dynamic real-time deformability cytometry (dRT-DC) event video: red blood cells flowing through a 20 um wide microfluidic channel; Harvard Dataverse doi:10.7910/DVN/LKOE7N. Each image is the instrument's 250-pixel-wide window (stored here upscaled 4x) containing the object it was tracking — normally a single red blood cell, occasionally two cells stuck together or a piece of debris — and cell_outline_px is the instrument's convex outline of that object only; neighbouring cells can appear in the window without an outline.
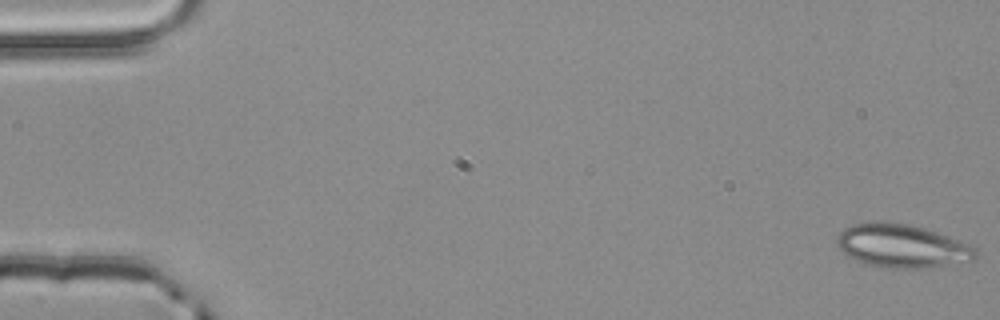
{"species": "common noctule bat (a hibernating species)", "species_latin": "Nyctalus noctula", "temperature_condition": "room temperature", "stored_images_in_passage": 54, "camera_frame_rate_fps": 3000, "um_per_image_px": 0.085, "animal": {"sex": "male", "body_mass_g": 20.4}, "frame": {"image": 1, "passage_image": 1, "time_ms": 0.0, "image_size_px": [1000, 320], "cell_outline_px": [[980, 256], [976, 260], [920, 268], [884, 268], [864, 264], [848, 256], [840, 248], [836, 240], [836, 236], [844, 228], [852, 224], [880, 220], [884, 220], [908, 224], [924, 228], [936, 232], [968, 244], [976, 248]], "centroid_in_image_um": [76.65, 20.9], "position_along_channel_um": 8.3, "area_um2": 35.26}}
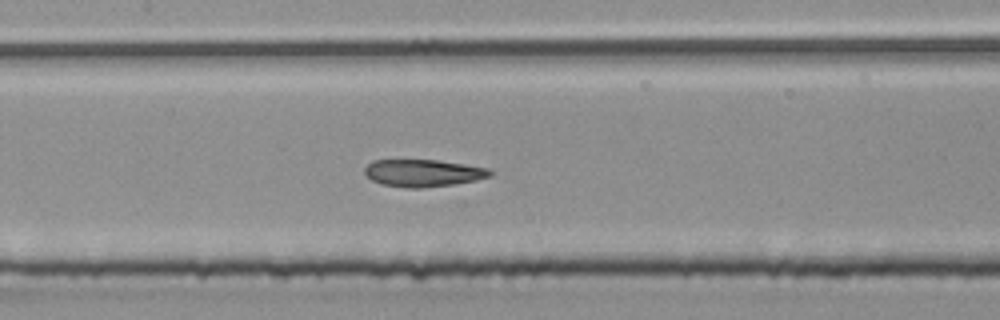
{"frame": {"image": 2, "passage_image": 26, "time_ms": 8.333, "image_size_px": [1000, 320], "cell_outline_px": [[492, 176], [476, 180], [452, 184], [424, 188], [404, 188], [380, 184], [372, 180], [364, 172], [364, 168], [372, 160], [440, 160], [488, 168], [492, 172]], "centroid_in_image_um": [35.95, 14.71], "position_along_channel_um": 171.4, "area_um2": 20.0}}
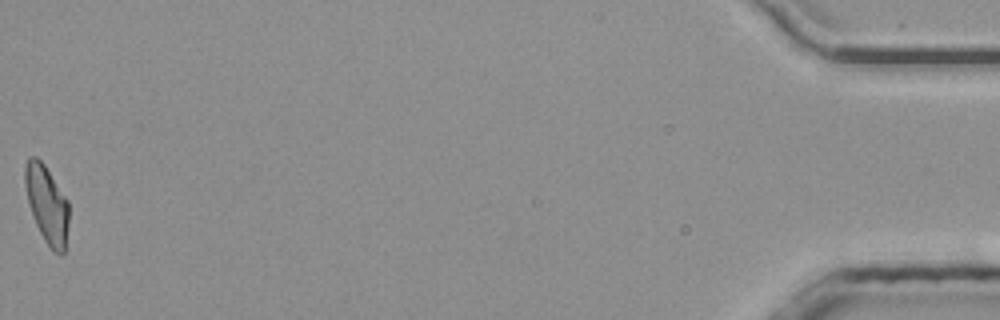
{"frame": {"image": 3, "passage_image": 54, "time_ms": 17.667, "image_size_px": [1000, 320], "cell_outline_px": [[68, 224], [64, 252], [52, 252], [44, 240], [36, 224], [28, 200], [24, 184], [24, 164], [28, 156], [36, 156], [44, 164], [68, 200]], "centroid_in_image_um": [3.97, 17.32], "position_along_channel_um": 431.2, "area_um2": 19.71}, "authors_computed_cell_mechanics": {"area_um2": 20.6057, "velocity_mm_per_s": 3.905, "shape_relaxation_time_tau1_ms": null, "shape_relaxation_time_tau2_ms": 3.6111, "deformation_change_tau1": null, "deformation_change_tau2": 0.1041}}